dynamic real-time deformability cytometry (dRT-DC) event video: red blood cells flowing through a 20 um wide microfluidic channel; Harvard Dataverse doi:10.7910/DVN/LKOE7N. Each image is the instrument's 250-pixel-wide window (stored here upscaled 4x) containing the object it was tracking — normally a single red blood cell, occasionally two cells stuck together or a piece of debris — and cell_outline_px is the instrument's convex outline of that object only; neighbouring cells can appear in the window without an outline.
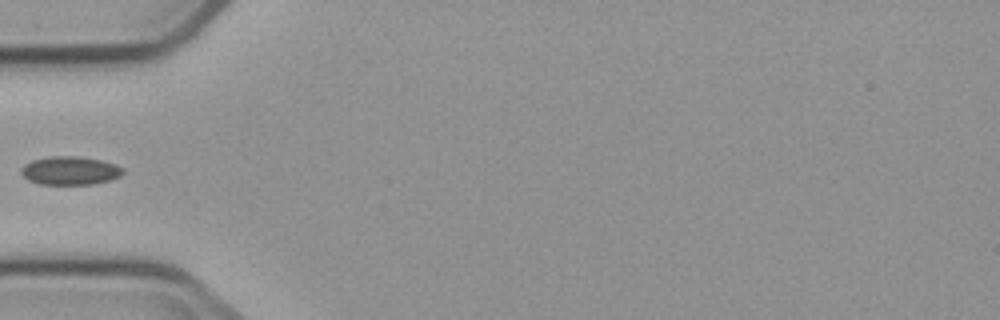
{"species": "common noctule bat (a hibernating species)", "species_latin": "Nyctalus noctula", "temperature_condition": "cold", "stored_images_in_passage": 4, "camera_frame_rate_fps": 3000, "um_per_image_px": 0.085, "animal": {"sex": "male", "body_mass_g": 23.1, "forearm_length_mm": 52.7}, "frame": {"image": 1, "passage_image": 4, "time_ms": 4.667, "image_size_px": [1000, 320], "cell_outline_px": [[124, 172], [120, 176], [112, 180], [92, 184], [40, 184], [28, 180], [20, 172], [20, 168], [24, 164], [32, 160], [52, 156], [76, 156], [100, 160], [116, 164], [124, 168]], "centroid_in_image_um": [5.96, 14.5], "position_along_channel_um": 79.0, "area_um2": 16.94}}